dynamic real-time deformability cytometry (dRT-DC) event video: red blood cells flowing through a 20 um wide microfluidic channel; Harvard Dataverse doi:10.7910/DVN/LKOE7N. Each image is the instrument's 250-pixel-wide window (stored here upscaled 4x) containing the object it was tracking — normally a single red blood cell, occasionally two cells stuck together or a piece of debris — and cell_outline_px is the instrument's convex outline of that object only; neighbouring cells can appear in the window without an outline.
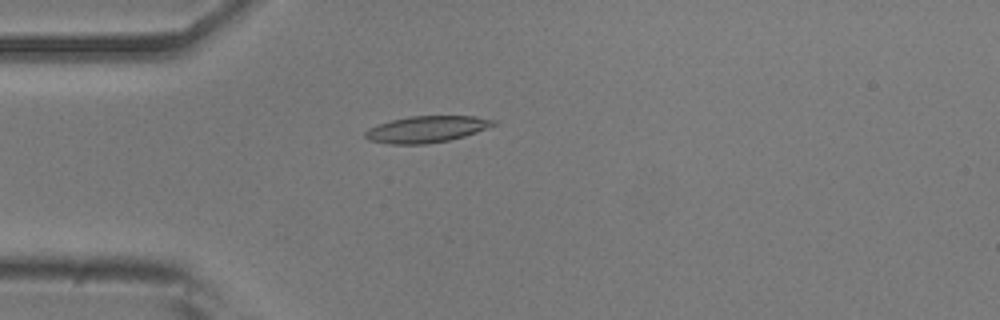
{"species": "common noctule bat (a hibernating species)", "species_latin": "Nyctalus noctula", "temperature_condition": "room temperature", "stored_images_in_passage": 32, "camera_frame_rate_fps": 3000, "um_per_image_px": 0.085, "animal": {"sex": "male", "body_mass_g": 20.5, "forearm_length_mm": 52.5}, "frame": {"image": 1, "passage_image": 14, "time_ms": 4.333, "image_size_px": [1000, 320], "cell_outline_px": [[496, 124], [476, 132], [464, 136], [448, 140], [424, 144], [388, 144], [368, 140], [364, 136], [364, 132], [368, 128], [392, 120], [408, 116], [476, 116], [496, 120]], "centroid_in_image_um": [36.24, 10.98], "position_along_channel_um": 48.8, "area_um2": 19.71}}
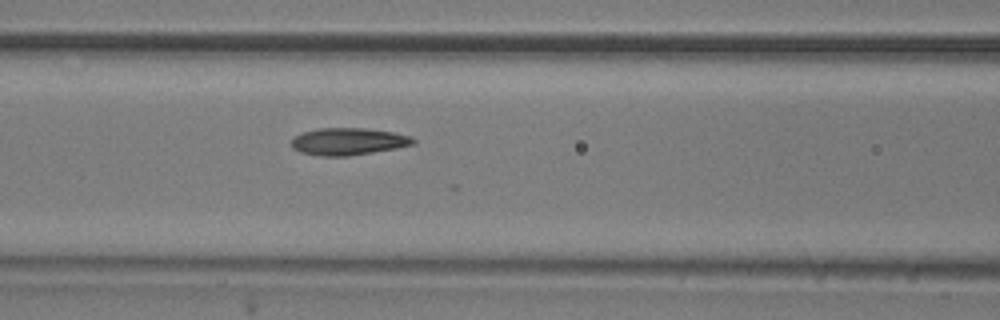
{"frame": {"image": 2, "passage_image": 22, "time_ms": 7.0, "image_size_px": [1000, 320], "cell_outline_px": [[416, 144], [396, 148], [348, 156], [320, 156], [300, 152], [292, 148], [292, 140], [296, 136], [304, 132], [316, 128], [364, 128], [392, 132], [412, 136], [416, 140]], "centroid_in_image_um": [29.62, 12.02], "position_along_channel_um": 137.0, "area_um2": 19.25}}
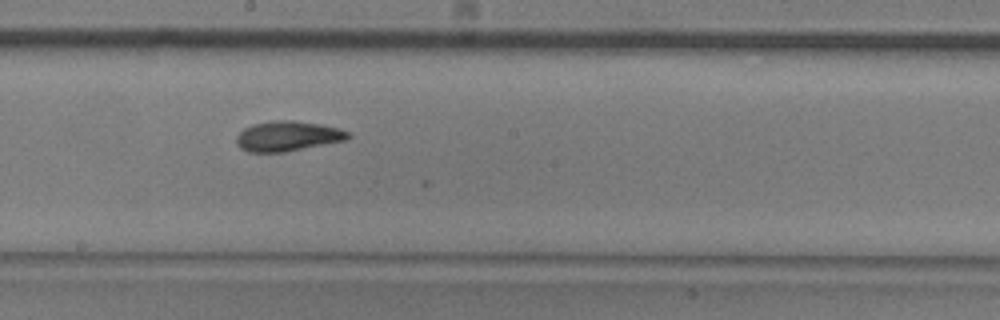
{"frame": {"image": 3, "passage_image": 29, "time_ms": 9.333, "image_size_px": [1000, 320], "cell_outline_px": [[352, 136], [348, 140], [284, 152], [248, 152], [240, 148], [236, 144], [236, 136], [244, 128], [252, 124], [276, 120], [292, 120], [320, 124], [340, 128], [348, 132]], "centroid_in_image_um": [24.46, 11.57], "position_along_channel_um": 223.7, "area_um2": 19.71}}